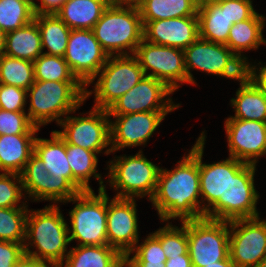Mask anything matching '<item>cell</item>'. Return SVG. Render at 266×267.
<instances>
[{
	"label": "cell",
	"mask_w": 266,
	"mask_h": 267,
	"mask_svg": "<svg viewBox=\"0 0 266 267\" xmlns=\"http://www.w3.org/2000/svg\"><path fill=\"white\" fill-rule=\"evenodd\" d=\"M36 134L0 135V171L20 174L34 153Z\"/></svg>",
	"instance_id": "obj_22"
},
{
	"label": "cell",
	"mask_w": 266,
	"mask_h": 267,
	"mask_svg": "<svg viewBox=\"0 0 266 267\" xmlns=\"http://www.w3.org/2000/svg\"><path fill=\"white\" fill-rule=\"evenodd\" d=\"M142 0H111V4L115 5H135L138 6V4Z\"/></svg>",
	"instance_id": "obj_50"
},
{
	"label": "cell",
	"mask_w": 266,
	"mask_h": 267,
	"mask_svg": "<svg viewBox=\"0 0 266 267\" xmlns=\"http://www.w3.org/2000/svg\"><path fill=\"white\" fill-rule=\"evenodd\" d=\"M169 112H138L109 115L111 153L126 148L145 145Z\"/></svg>",
	"instance_id": "obj_18"
},
{
	"label": "cell",
	"mask_w": 266,
	"mask_h": 267,
	"mask_svg": "<svg viewBox=\"0 0 266 267\" xmlns=\"http://www.w3.org/2000/svg\"><path fill=\"white\" fill-rule=\"evenodd\" d=\"M24 255L22 243L0 240V267H13Z\"/></svg>",
	"instance_id": "obj_43"
},
{
	"label": "cell",
	"mask_w": 266,
	"mask_h": 267,
	"mask_svg": "<svg viewBox=\"0 0 266 267\" xmlns=\"http://www.w3.org/2000/svg\"><path fill=\"white\" fill-rule=\"evenodd\" d=\"M199 37L210 42L227 44L233 23L227 16L226 0H217L198 8Z\"/></svg>",
	"instance_id": "obj_25"
},
{
	"label": "cell",
	"mask_w": 266,
	"mask_h": 267,
	"mask_svg": "<svg viewBox=\"0 0 266 267\" xmlns=\"http://www.w3.org/2000/svg\"><path fill=\"white\" fill-rule=\"evenodd\" d=\"M204 267H237V265L231 260L230 256L227 259L217 261L215 264L206 265Z\"/></svg>",
	"instance_id": "obj_49"
},
{
	"label": "cell",
	"mask_w": 266,
	"mask_h": 267,
	"mask_svg": "<svg viewBox=\"0 0 266 267\" xmlns=\"http://www.w3.org/2000/svg\"><path fill=\"white\" fill-rule=\"evenodd\" d=\"M136 200L107 195V240L124 257L139 242Z\"/></svg>",
	"instance_id": "obj_20"
},
{
	"label": "cell",
	"mask_w": 266,
	"mask_h": 267,
	"mask_svg": "<svg viewBox=\"0 0 266 267\" xmlns=\"http://www.w3.org/2000/svg\"><path fill=\"white\" fill-rule=\"evenodd\" d=\"M257 64L259 68H256V65L254 66L249 62L246 64V76L266 95V65H263L262 62Z\"/></svg>",
	"instance_id": "obj_44"
},
{
	"label": "cell",
	"mask_w": 266,
	"mask_h": 267,
	"mask_svg": "<svg viewBox=\"0 0 266 267\" xmlns=\"http://www.w3.org/2000/svg\"><path fill=\"white\" fill-rule=\"evenodd\" d=\"M138 9L142 21L198 17V8L192 0H142Z\"/></svg>",
	"instance_id": "obj_32"
},
{
	"label": "cell",
	"mask_w": 266,
	"mask_h": 267,
	"mask_svg": "<svg viewBox=\"0 0 266 267\" xmlns=\"http://www.w3.org/2000/svg\"><path fill=\"white\" fill-rule=\"evenodd\" d=\"M199 136L200 195L205 218L226 221L229 158L212 164L202 162L206 135ZM207 202V204L205 203ZM204 204V205H203Z\"/></svg>",
	"instance_id": "obj_15"
},
{
	"label": "cell",
	"mask_w": 266,
	"mask_h": 267,
	"mask_svg": "<svg viewBox=\"0 0 266 267\" xmlns=\"http://www.w3.org/2000/svg\"><path fill=\"white\" fill-rule=\"evenodd\" d=\"M224 126L229 156L256 165L266 151V122L227 118Z\"/></svg>",
	"instance_id": "obj_19"
},
{
	"label": "cell",
	"mask_w": 266,
	"mask_h": 267,
	"mask_svg": "<svg viewBox=\"0 0 266 267\" xmlns=\"http://www.w3.org/2000/svg\"><path fill=\"white\" fill-rule=\"evenodd\" d=\"M59 207L53 203L40 210L29 209L24 243L26 256L51 263L56 267L64 263L69 253L67 245L70 244L69 225ZM32 246L35 251L30 249Z\"/></svg>",
	"instance_id": "obj_2"
},
{
	"label": "cell",
	"mask_w": 266,
	"mask_h": 267,
	"mask_svg": "<svg viewBox=\"0 0 266 267\" xmlns=\"http://www.w3.org/2000/svg\"><path fill=\"white\" fill-rule=\"evenodd\" d=\"M174 93L164 82L144 76L133 88L116 100L108 115H125L138 112H172L179 108L172 98ZM168 96V97H167ZM167 97V98H166Z\"/></svg>",
	"instance_id": "obj_12"
},
{
	"label": "cell",
	"mask_w": 266,
	"mask_h": 267,
	"mask_svg": "<svg viewBox=\"0 0 266 267\" xmlns=\"http://www.w3.org/2000/svg\"><path fill=\"white\" fill-rule=\"evenodd\" d=\"M40 128L29 119L26 112L0 109V135L37 134Z\"/></svg>",
	"instance_id": "obj_40"
},
{
	"label": "cell",
	"mask_w": 266,
	"mask_h": 267,
	"mask_svg": "<svg viewBox=\"0 0 266 267\" xmlns=\"http://www.w3.org/2000/svg\"><path fill=\"white\" fill-rule=\"evenodd\" d=\"M177 163L172 170L160 169L155 194L150 200L161 222L176 218L181 222L205 216L199 200V138Z\"/></svg>",
	"instance_id": "obj_1"
},
{
	"label": "cell",
	"mask_w": 266,
	"mask_h": 267,
	"mask_svg": "<svg viewBox=\"0 0 266 267\" xmlns=\"http://www.w3.org/2000/svg\"><path fill=\"white\" fill-rule=\"evenodd\" d=\"M88 116H66L58 125L62 131H56L65 143L104 155L112 152L110 144V120L107 110L92 107ZM108 147V148H107Z\"/></svg>",
	"instance_id": "obj_10"
},
{
	"label": "cell",
	"mask_w": 266,
	"mask_h": 267,
	"mask_svg": "<svg viewBox=\"0 0 266 267\" xmlns=\"http://www.w3.org/2000/svg\"><path fill=\"white\" fill-rule=\"evenodd\" d=\"M256 166L229 156L226 221L259 217L256 204L260 196L254 183Z\"/></svg>",
	"instance_id": "obj_14"
},
{
	"label": "cell",
	"mask_w": 266,
	"mask_h": 267,
	"mask_svg": "<svg viewBox=\"0 0 266 267\" xmlns=\"http://www.w3.org/2000/svg\"><path fill=\"white\" fill-rule=\"evenodd\" d=\"M188 253L193 267H204L229 257V221L187 220Z\"/></svg>",
	"instance_id": "obj_9"
},
{
	"label": "cell",
	"mask_w": 266,
	"mask_h": 267,
	"mask_svg": "<svg viewBox=\"0 0 266 267\" xmlns=\"http://www.w3.org/2000/svg\"><path fill=\"white\" fill-rule=\"evenodd\" d=\"M34 78L40 81L80 82L64 57L42 54L34 62Z\"/></svg>",
	"instance_id": "obj_35"
},
{
	"label": "cell",
	"mask_w": 266,
	"mask_h": 267,
	"mask_svg": "<svg viewBox=\"0 0 266 267\" xmlns=\"http://www.w3.org/2000/svg\"><path fill=\"white\" fill-rule=\"evenodd\" d=\"M125 257L109 245L75 246L60 267H122Z\"/></svg>",
	"instance_id": "obj_27"
},
{
	"label": "cell",
	"mask_w": 266,
	"mask_h": 267,
	"mask_svg": "<svg viewBox=\"0 0 266 267\" xmlns=\"http://www.w3.org/2000/svg\"><path fill=\"white\" fill-rule=\"evenodd\" d=\"M217 0H192L193 4L197 7L200 8L202 6H205L207 4H211L213 2H216Z\"/></svg>",
	"instance_id": "obj_51"
},
{
	"label": "cell",
	"mask_w": 266,
	"mask_h": 267,
	"mask_svg": "<svg viewBox=\"0 0 266 267\" xmlns=\"http://www.w3.org/2000/svg\"><path fill=\"white\" fill-rule=\"evenodd\" d=\"M137 244L125 256V262L165 263L167 261L168 258L162 250L160 241L152 233L141 244L139 242ZM131 253L134 255L130 258Z\"/></svg>",
	"instance_id": "obj_39"
},
{
	"label": "cell",
	"mask_w": 266,
	"mask_h": 267,
	"mask_svg": "<svg viewBox=\"0 0 266 267\" xmlns=\"http://www.w3.org/2000/svg\"><path fill=\"white\" fill-rule=\"evenodd\" d=\"M34 153L41 158L44 166L56 178H66L72 184V171L67 161L66 143L52 131L51 139L37 138Z\"/></svg>",
	"instance_id": "obj_30"
},
{
	"label": "cell",
	"mask_w": 266,
	"mask_h": 267,
	"mask_svg": "<svg viewBox=\"0 0 266 267\" xmlns=\"http://www.w3.org/2000/svg\"><path fill=\"white\" fill-rule=\"evenodd\" d=\"M66 202L76 203L69 211L70 243L75 240L77 246L108 245L106 189L98 191V195L94 190L79 192Z\"/></svg>",
	"instance_id": "obj_6"
},
{
	"label": "cell",
	"mask_w": 266,
	"mask_h": 267,
	"mask_svg": "<svg viewBox=\"0 0 266 267\" xmlns=\"http://www.w3.org/2000/svg\"><path fill=\"white\" fill-rule=\"evenodd\" d=\"M27 90L12 86V85H1L0 91V109L12 112H25V105Z\"/></svg>",
	"instance_id": "obj_41"
},
{
	"label": "cell",
	"mask_w": 266,
	"mask_h": 267,
	"mask_svg": "<svg viewBox=\"0 0 266 267\" xmlns=\"http://www.w3.org/2000/svg\"><path fill=\"white\" fill-rule=\"evenodd\" d=\"M5 43V33L0 30V55L3 54Z\"/></svg>",
	"instance_id": "obj_52"
},
{
	"label": "cell",
	"mask_w": 266,
	"mask_h": 267,
	"mask_svg": "<svg viewBox=\"0 0 266 267\" xmlns=\"http://www.w3.org/2000/svg\"><path fill=\"white\" fill-rule=\"evenodd\" d=\"M109 4L108 0H67L55 15L71 30H92Z\"/></svg>",
	"instance_id": "obj_23"
},
{
	"label": "cell",
	"mask_w": 266,
	"mask_h": 267,
	"mask_svg": "<svg viewBox=\"0 0 266 267\" xmlns=\"http://www.w3.org/2000/svg\"><path fill=\"white\" fill-rule=\"evenodd\" d=\"M20 174L0 173V208L28 207L21 202L24 192ZM21 202V204H18Z\"/></svg>",
	"instance_id": "obj_38"
},
{
	"label": "cell",
	"mask_w": 266,
	"mask_h": 267,
	"mask_svg": "<svg viewBox=\"0 0 266 267\" xmlns=\"http://www.w3.org/2000/svg\"><path fill=\"white\" fill-rule=\"evenodd\" d=\"M85 89L81 82L35 80L27 90L30 121L38 128L54 120L59 124L64 115L75 113L84 103Z\"/></svg>",
	"instance_id": "obj_3"
},
{
	"label": "cell",
	"mask_w": 266,
	"mask_h": 267,
	"mask_svg": "<svg viewBox=\"0 0 266 267\" xmlns=\"http://www.w3.org/2000/svg\"><path fill=\"white\" fill-rule=\"evenodd\" d=\"M28 211L27 207L0 208V240L24 245Z\"/></svg>",
	"instance_id": "obj_36"
},
{
	"label": "cell",
	"mask_w": 266,
	"mask_h": 267,
	"mask_svg": "<svg viewBox=\"0 0 266 267\" xmlns=\"http://www.w3.org/2000/svg\"><path fill=\"white\" fill-rule=\"evenodd\" d=\"M34 17L32 1L0 0V30L4 33L24 27Z\"/></svg>",
	"instance_id": "obj_34"
},
{
	"label": "cell",
	"mask_w": 266,
	"mask_h": 267,
	"mask_svg": "<svg viewBox=\"0 0 266 267\" xmlns=\"http://www.w3.org/2000/svg\"><path fill=\"white\" fill-rule=\"evenodd\" d=\"M239 82L236 97L230 100L235 114L228 118L266 122V95L247 76Z\"/></svg>",
	"instance_id": "obj_29"
},
{
	"label": "cell",
	"mask_w": 266,
	"mask_h": 267,
	"mask_svg": "<svg viewBox=\"0 0 266 267\" xmlns=\"http://www.w3.org/2000/svg\"><path fill=\"white\" fill-rule=\"evenodd\" d=\"M126 267H165V263L125 262Z\"/></svg>",
	"instance_id": "obj_48"
},
{
	"label": "cell",
	"mask_w": 266,
	"mask_h": 267,
	"mask_svg": "<svg viewBox=\"0 0 266 267\" xmlns=\"http://www.w3.org/2000/svg\"><path fill=\"white\" fill-rule=\"evenodd\" d=\"M23 190L33 201L66 203L79 191L66 179L51 175L39 156L33 153L20 173Z\"/></svg>",
	"instance_id": "obj_16"
},
{
	"label": "cell",
	"mask_w": 266,
	"mask_h": 267,
	"mask_svg": "<svg viewBox=\"0 0 266 267\" xmlns=\"http://www.w3.org/2000/svg\"><path fill=\"white\" fill-rule=\"evenodd\" d=\"M252 0H226L227 16L235 24L250 19L255 13Z\"/></svg>",
	"instance_id": "obj_42"
},
{
	"label": "cell",
	"mask_w": 266,
	"mask_h": 267,
	"mask_svg": "<svg viewBox=\"0 0 266 267\" xmlns=\"http://www.w3.org/2000/svg\"><path fill=\"white\" fill-rule=\"evenodd\" d=\"M183 51L188 84L196 83L191 69L238 81L246 76V63L224 44L199 37Z\"/></svg>",
	"instance_id": "obj_8"
},
{
	"label": "cell",
	"mask_w": 266,
	"mask_h": 267,
	"mask_svg": "<svg viewBox=\"0 0 266 267\" xmlns=\"http://www.w3.org/2000/svg\"><path fill=\"white\" fill-rule=\"evenodd\" d=\"M98 76L93 91L85 89V99L93 92V107L107 110L116 100L133 88L144 76L134 55L109 56L106 64L85 86L92 84Z\"/></svg>",
	"instance_id": "obj_7"
},
{
	"label": "cell",
	"mask_w": 266,
	"mask_h": 267,
	"mask_svg": "<svg viewBox=\"0 0 266 267\" xmlns=\"http://www.w3.org/2000/svg\"><path fill=\"white\" fill-rule=\"evenodd\" d=\"M181 222L182 226L178 228L168 221L164 227L152 233L160 241L167 258L188 252L187 220Z\"/></svg>",
	"instance_id": "obj_37"
},
{
	"label": "cell",
	"mask_w": 266,
	"mask_h": 267,
	"mask_svg": "<svg viewBox=\"0 0 266 267\" xmlns=\"http://www.w3.org/2000/svg\"><path fill=\"white\" fill-rule=\"evenodd\" d=\"M229 221V256L237 267H258L266 255V220Z\"/></svg>",
	"instance_id": "obj_13"
},
{
	"label": "cell",
	"mask_w": 266,
	"mask_h": 267,
	"mask_svg": "<svg viewBox=\"0 0 266 267\" xmlns=\"http://www.w3.org/2000/svg\"><path fill=\"white\" fill-rule=\"evenodd\" d=\"M143 39L149 43L186 49L199 38L198 17L142 21Z\"/></svg>",
	"instance_id": "obj_21"
},
{
	"label": "cell",
	"mask_w": 266,
	"mask_h": 267,
	"mask_svg": "<svg viewBox=\"0 0 266 267\" xmlns=\"http://www.w3.org/2000/svg\"><path fill=\"white\" fill-rule=\"evenodd\" d=\"M67 0H40L39 3H35V1H32L33 4V10L35 15L36 14H56V12L61 8V6L66 2Z\"/></svg>",
	"instance_id": "obj_45"
},
{
	"label": "cell",
	"mask_w": 266,
	"mask_h": 267,
	"mask_svg": "<svg viewBox=\"0 0 266 267\" xmlns=\"http://www.w3.org/2000/svg\"><path fill=\"white\" fill-rule=\"evenodd\" d=\"M134 56L145 76L164 82L171 90L176 91L180 85L188 83L182 49L152 44L143 39Z\"/></svg>",
	"instance_id": "obj_11"
},
{
	"label": "cell",
	"mask_w": 266,
	"mask_h": 267,
	"mask_svg": "<svg viewBox=\"0 0 266 267\" xmlns=\"http://www.w3.org/2000/svg\"><path fill=\"white\" fill-rule=\"evenodd\" d=\"M17 1H33V0H17Z\"/></svg>",
	"instance_id": "obj_54"
},
{
	"label": "cell",
	"mask_w": 266,
	"mask_h": 267,
	"mask_svg": "<svg viewBox=\"0 0 266 267\" xmlns=\"http://www.w3.org/2000/svg\"><path fill=\"white\" fill-rule=\"evenodd\" d=\"M0 82L28 90L35 82L33 62L0 55Z\"/></svg>",
	"instance_id": "obj_33"
},
{
	"label": "cell",
	"mask_w": 266,
	"mask_h": 267,
	"mask_svg": "<svg viewBox=\"0 0 266 267\" xmlns=\"http://www.w3.org/2000/svg\"><path fill=\"white\" fill-rule=\"evenodd\" d=\"M3 54L34 62L43 54L41 33L33 20L22 28L5 33Z\"/></svg>",
	"instance_id": "obj_28"
},
{
	"label": "cell",
	"mask_w": 266,
	"mask_h": 267,
	"mask_svg": "<svg viewBox=\"0 0 266 267\" xmlns=\"http://www.w3.org/2000/svg\"><path fill=\"white\" fill-rule=\"evenodd\" d=\"M34 21L40 33L42 49L48 55L64 57L71 29L55 14H36Z\"/></svg>",
	"instance_id": "obj_31"
},
{
	"label": "cell",
	"mask_w": 266,
	"mask_h": 267,
	"mask_svg": "<svg viewBox=\"0 0 266 267\" xmlns=\"http://www.w3.org/2000/svg\"><path fill=\"white\" fill-rule=\"evenodd\" d=\"M108 54L92 30H71L64 59L71 72L86 86L106 64Z\"/></svg>",
	"instance_id": "obj_17"
},
{
	"label": "cell",
	"mask_w": 266,
	"mask_h": 267,
	"mask_svg": "<svg viewBox=\"0 0 266 267\" xmlns=\"http://www.w3.org/2000/svg\"><path fill=\"white\" fill-rule=\"evenodd\" d=\"M109 163L108 181L117 191L116 198H153L160 166L149 161L139 150L135 155L115 156ZM119 191V192H118Z\"/></svg>",
	"instance_id": "obj_5"
},
{
	"label": "cell",
	"mask_w": 266,
	"mask_h": 267,
	"mask_svg": "<svg viewBox=\"0 0 266 267\" xmlns=\"http://www.w3.org/2000/svg\"><path fill=\"white\" fill-rule=\"evenodd\" d=\"M67 161L72 171V185L79 191H93L89 180L93 176L99 182L100 190H105V181L101 174L96 173L98 157L97 153L83 149L82 147L66 143Z\"/></svg>",
	"instance_id": "obj_24"
},
{
	"label": "cell",
	"mask_w": 266,
	"mask_h": 267,
	"mask_svg": "<svg viewBox=\"0 0 266 267\" xmlns=\"http://www.w3.org/2000/svg\"><path fill=\"white\" fill-rule=\"evenodd\" d=\"M258 267H266V255L262 258Z\"/></svg>",
	"instance_id": "obj_53"
},
{
	"label": "cell",
	"mask_w": 266,
	"mask_h": 267,
	"mask_svg": "<svg viewBox=\"0 0 266 267\" xmlns=\"http://www.w3.org/2000/svg\"><path fill=\"white\" fill-rule=\"evenodd\" d=\"M13 267H56L55 265L40 261L24 255Z\"/></svg>",
	"instance_id": "obj_47"
},
{
	"label": "cell",
	"mask_w": 266,
	"mask_h": 267,
	"mask_svg": "<svg viewBox=\"0 0 266 267\" xmlns=\"http://www.w3.org/2000/svg\"><path fill=\"white\" fill-rule=\"evenodd\" d=\"M92 31L108 56L134 55L143 40L138 6L110 3Z\"/></svg>",
	"instance_id": "obj_4"
},
{
	"label": "cell",
	"mask_w": 266,
	"mask_h": 267,
	"mask_svg": "<svg viewBox=\"0 0 266 267\" xmlns=\"http://www.w3.org/2000/svg\"><path fill=\"white\" fill-rule=\"evenodd\" d=\"M265 19V16L256 12L250 19L233 24L229 31L226 46L246 64L249 60L242 55L243 50H257L261 44H266V39L262 34Z\"/></svg>",
	"instance_id": "obj_26"
},
{
	"label": "cell",
	"mask_w": 266,
	"mask_h": 267,
	"mask_svg": "<svg viewBox=\"0 0 266 267\" xmlns=\"http://www.w3.org/2000/svg\"><path fill=\"white\" fill-rule=\"evenodd\" d=\"M165 267H193L189 253L168 258Z\"/></svg>",
	"instance_id": "obj_46"
}]
</instances>
